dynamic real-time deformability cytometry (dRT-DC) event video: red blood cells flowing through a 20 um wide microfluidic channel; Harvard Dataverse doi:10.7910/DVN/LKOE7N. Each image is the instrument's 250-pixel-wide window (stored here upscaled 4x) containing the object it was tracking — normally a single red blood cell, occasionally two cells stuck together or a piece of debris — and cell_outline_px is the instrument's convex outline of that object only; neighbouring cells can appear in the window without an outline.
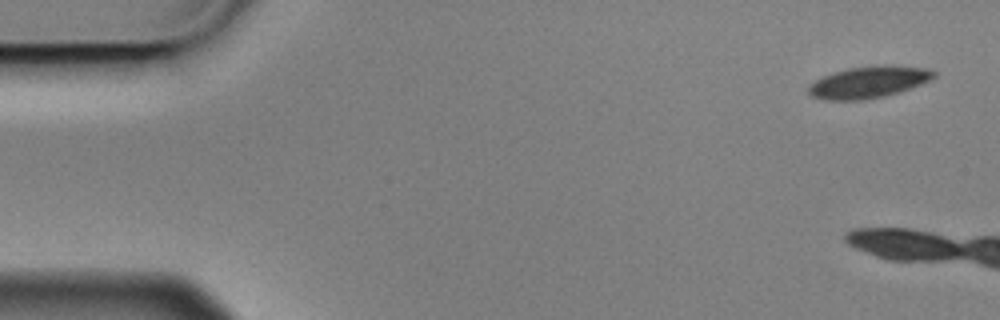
{"species": "Egyptian fruit bat (a non-hibernating species)", "species_latin": "Rousettus aegyptiacus", "temperature_condition": "cold", "stored_images_in_passage": 5, "camera_frame_rate_fps": 3000, "um_per_image_px": 0.085, "animal": {"sex": "male"}, "frame": {"image": 1, "passage_image": 1, "time_ms": 0.0, "image_size_px": [1000, 320], "cell_outline_px": [[936, 76], [920, 84], [900, 92], [884, 96], [864, 100], [824, 100], [812, 96], [808, 92], [808, 88], [816, 80], [824, 76], [848, 68], [928, 68], [936, 72]], "centroid_in_image_um": [73.78, 7.05], "position_along_channel_um": 11.2, "area_um2": 21.91}}